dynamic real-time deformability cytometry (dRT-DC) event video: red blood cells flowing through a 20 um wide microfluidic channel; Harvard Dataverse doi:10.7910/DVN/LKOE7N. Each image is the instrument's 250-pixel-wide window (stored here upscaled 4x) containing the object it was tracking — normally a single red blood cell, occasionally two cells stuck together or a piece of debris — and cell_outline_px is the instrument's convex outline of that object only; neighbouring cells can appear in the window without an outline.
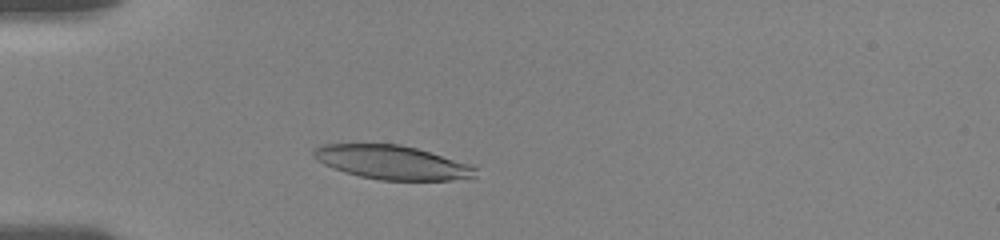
{"species": "human", "species_latin": "Homo sapiens", "temperature_condition": "room temperature", "stored_images_in_passage": 23, "camera_frame_rate_fps": 3000, "um_per_image_px": 0.085, "donor": {"sex": "female"}, "frame": {"image": 1, "passage_image": 19, "time_ms": 3.0, "image_size_px": [1000, 240], "cell_outline_px": [[476, 176], [472, 180], [380, 180], [360, 176], [344, 172], [332, 168], [316, 160], [312, 156], [312, 148], [324, 144], [400, 144], [416, 148], [468, 164], [476, 168]], "centroid_in_image_um": [33.31, 13.81], "position_along_channel_um": 51.7, "area_um2": 32.08}}